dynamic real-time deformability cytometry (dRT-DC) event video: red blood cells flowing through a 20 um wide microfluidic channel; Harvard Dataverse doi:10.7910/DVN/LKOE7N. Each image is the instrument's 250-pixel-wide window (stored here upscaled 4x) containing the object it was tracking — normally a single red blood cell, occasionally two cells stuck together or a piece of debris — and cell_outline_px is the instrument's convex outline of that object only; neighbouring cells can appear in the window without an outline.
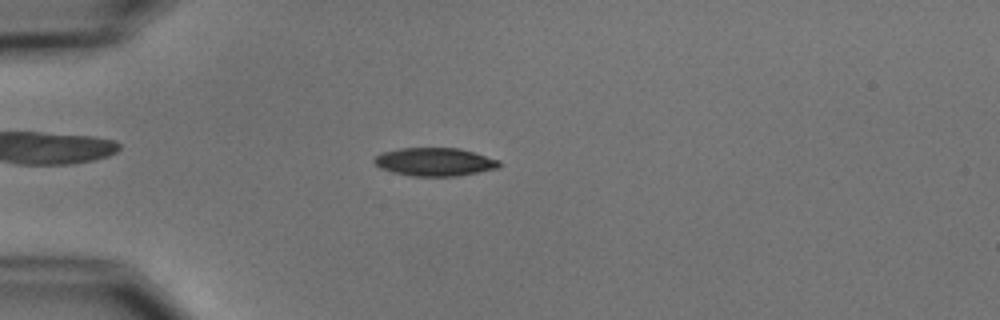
{"species": "common noctule bat (a hibernating species)", "species_latin": "Nyctalus noctula", "temperature_condition": "cold", "stored_images_in_passage": 4, "camera_frame_rate_fps": 3000, "um_per_image_px": 0.085, "animal": {"sex": "male", "body_mass_g": 15.6}, "frame": {"image": 1, "passage_image": 4, "time_ms": 3.333, "image_size_px": [1000, 320], "cell_outline_px": [[500, 168], [456, 176], [412, 176], [392, 172], [380, 168], [372, 160], [380, 152], [400, 148], [460, 148], [500, 160]], "centroid_in_image_um": [36.94, 13.75], "position_along_channel_um": 48.1, "area_um2": 20.63}}